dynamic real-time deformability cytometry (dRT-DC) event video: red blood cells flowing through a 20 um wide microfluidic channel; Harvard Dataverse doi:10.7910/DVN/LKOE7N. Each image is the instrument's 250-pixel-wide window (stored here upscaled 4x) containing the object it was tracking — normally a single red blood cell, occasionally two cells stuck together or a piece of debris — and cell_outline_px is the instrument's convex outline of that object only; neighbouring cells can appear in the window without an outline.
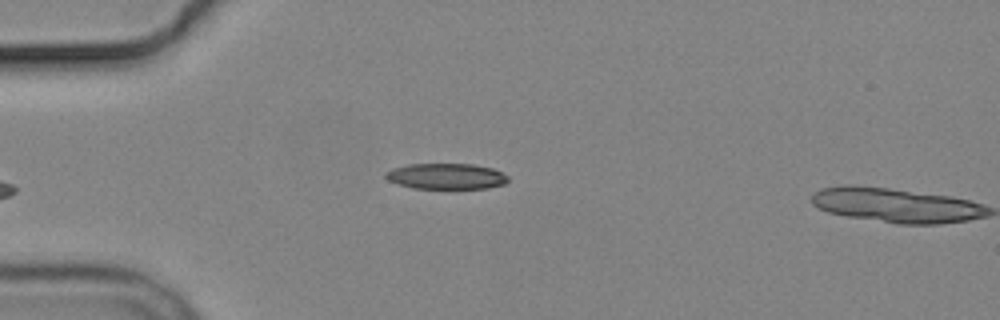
{"species": "common noctule bat (a hibernating species)", "species_latin": "Nyctalus noctula", "temperature_condition": "cold", "stored_images_in_passage": 5, "camera_frame_rate_fps": 3000, "um_per_image_px": 0.085, "animal": {"sex": "male", "body_mass_g": 19.2, "forearm_length_mm": 51.8}, "frame": {"image": 1, "passage_image": 5, "time_ms": 4.667, "image_size_px": [1000, 320], "cell_outline_px": [[508, 180], [504, 184], [488, 188], [412, 188], [396, 184], [388, 180], [384, 176], [384, 172], [392, 168], [408, 164], [472, 164], [492, 168], [508, 176]], "centroid_in_image_um": [37.88, 14.98], "position_along_channel_um": 47.1, "area_um2": 18.44}}